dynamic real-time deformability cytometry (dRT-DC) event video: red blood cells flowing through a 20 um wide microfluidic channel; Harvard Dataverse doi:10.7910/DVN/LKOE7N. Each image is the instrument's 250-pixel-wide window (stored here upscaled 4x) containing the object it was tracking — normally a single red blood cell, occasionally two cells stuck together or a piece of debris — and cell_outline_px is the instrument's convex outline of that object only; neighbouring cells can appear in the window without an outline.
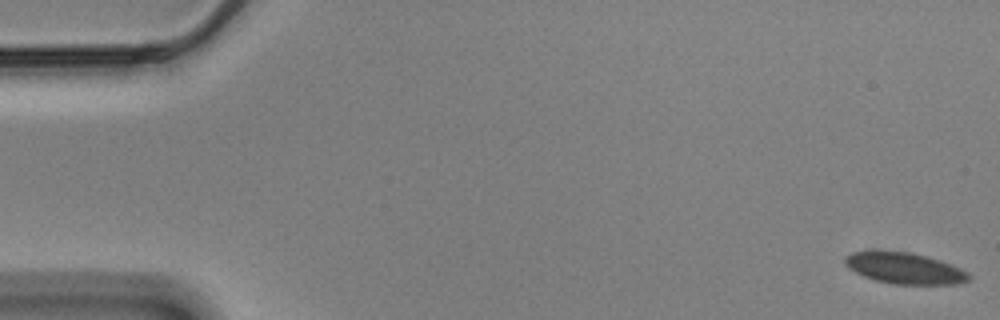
{"species": "Egyptian fruit bat (a non-hibernating species)", "species_latin": "Rousettus aegyptiacus", "temperature_condition": "cold", "stored_images_in_passage": 57, "camera_frame_rate_fps": 3000, "um_per_image_px": 0.085, "animal": {"sex": "male"}, "frame": {"image": 1, "passage_image": 1, "time_ms": 0.0, "image_size_px": [1000, 320], "cell_outline_px": [[972, 276], [968, 280], [956, 284], [892, 284], [876, 280], [864, 276], [848, 268], [844, 264], [844, 256], [852, 252], [872, 248], [876, 248], [912, 252], [928, 256], [940, 260], [960, 268], [968, 272]], "centroid_in_image_um": [76.82, 22.75], "position_along_channel_um": 8.2, "area_um2": 23.24}}
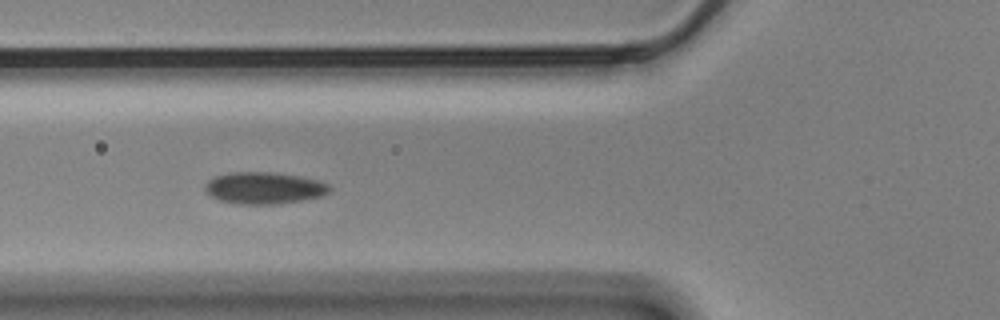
{"frame": {"image": 2, "passage_image": 21, "time_ms": 6.667, "image_size_px": [1000, 320], "cell_outline_px": [[332, 188], [328, 192], [320, 196], [300, 200], [276, 204], [240, 204], [220, 200], [204, 192], [204, 188], [208, 180], [216, 176], [228, 172], [268, 172], [300, 176], [320, 180], [328, 184]], "centroid_in_image_um": [22.43, 15.97], "position_along_channel_um": 103.4, "area_um2": 23.0}}
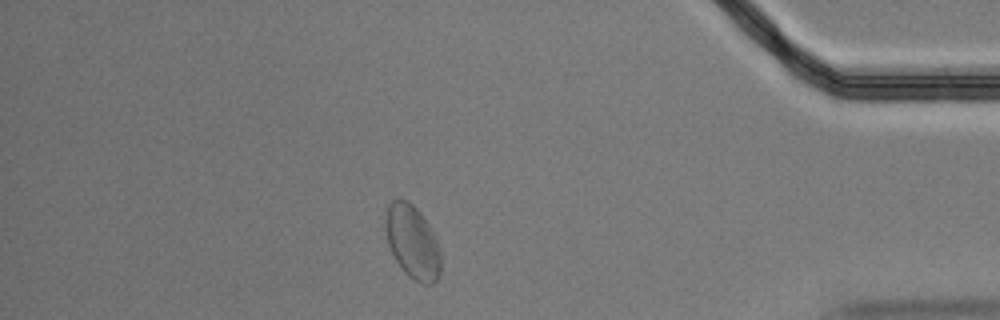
{"frame": {"image": 3, "passage_image": 50, "time_ms": 16.333, "image_size_px": [1000, 320], "cell_outline_px": [[440, 272], [436, 280], [432, 284], [420, 284], [412, 280], [400, 268], [388, 244], [384, 228], [384, 220], [388, 208], [392, 200], [408, 200], [420, 212], [428, 224], [436, 240], [440, 252]], "centroid_in_image_um": [35.04, 20.6], "position_along_channel_um": 400.2, "area_um2": 23.64}, "authors_computed_cell_mechanics": {"area_um2": 22.7732, "velocity_mm_per_s": 3.4638, "shape_relaxation_time_tau1_ms": null, "shape_relaxation_time_tau2_ms": 1.6632, "deformation_change_tau1": null, "deformation_change_tau2": 0.0391}}